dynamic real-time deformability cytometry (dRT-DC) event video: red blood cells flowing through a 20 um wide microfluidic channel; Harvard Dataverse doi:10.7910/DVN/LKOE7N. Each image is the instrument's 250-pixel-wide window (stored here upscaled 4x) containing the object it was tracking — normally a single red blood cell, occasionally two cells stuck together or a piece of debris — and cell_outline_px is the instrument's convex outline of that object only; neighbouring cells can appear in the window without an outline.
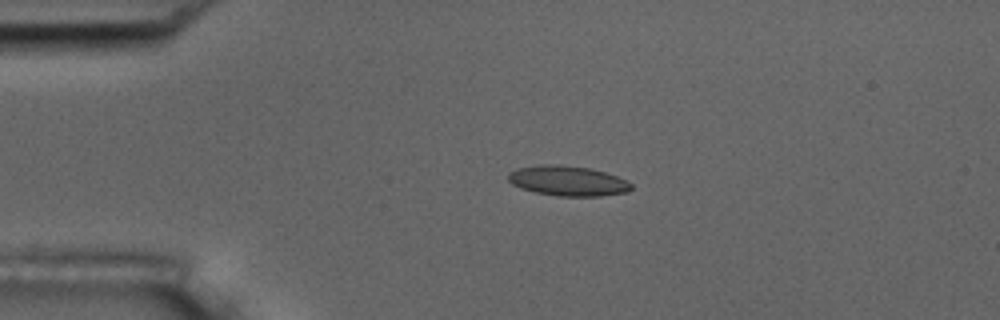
{"species": "common noctule bat (a hibernating species)", "species_latin": "Nyctalus noctula", "temperature_condition": "room temperature", "stored_images_in_passage": 44, "camera_frame_rate_fps": 3000, "um_per_image_px": 0.085, "animal": {"sex": "male", "body_mass_g": 17.5, "forearm_length_mm": 52.3}, "frame": {"image": 1, "passage_image": 1, "time_ms": 0.0, "image_size_px": [1000, 320], "cell_outline_px": [[632, 188], [628, 192], [600, 196], [560, 196], [536, 192], [520, 188], [512, 184], [508, 180], [508, 172], [516, 168], [540, 164], [556, 164], [588, 168], [604, 172], [628, 180], [632, 184]], "centroid_in_image_um": [48.25, 15.37], "position_along_channel_um": 36.8, "area_um2": 21.62}}
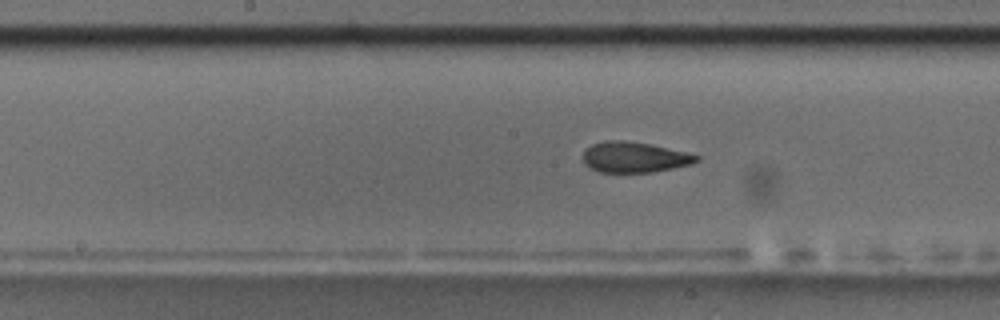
{"frame": {"image": 2, "passage_image": 17, "time_ms": 5.333, "image_size_px": [1000, 320], "cell_outline_px": [[700, 160], [692, 164], [652, 172], [600, 172], [588, 168], [584, 164], [584, 148], [592, 144], [608, 140], [624, 140], [652, 144], [700, 156]], "centroid_in_image_um": [53.9, 13.36], "position_along_channel_um": 194.3, "area_um2": 20.29}}
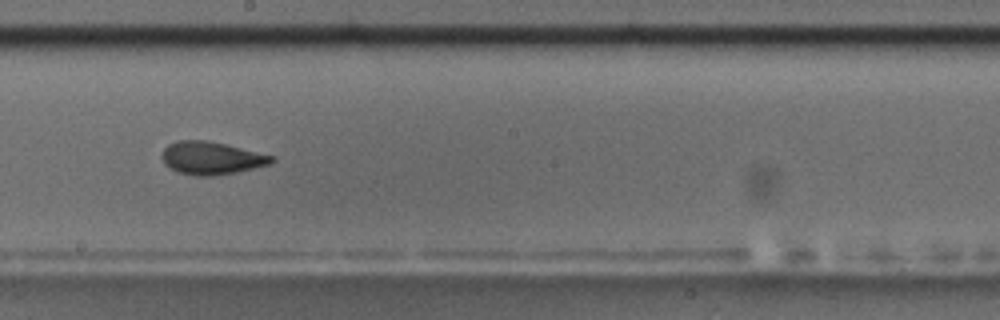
{"frame": {"image": 3, "passage_image": 20, "time_ms": 6.333, "image_size_px": [1000, 320], "cell_outline_px": [[276, 160], [268, 164], [236, 172], [212, 176], [196, 176], [176, 172], [164, 164], [164, 148], [168, 144], [176, 140], [208, 140], [276, 156]], "centroid_in_image_um": [17.97, 13.43], "position_along_channel_um": 230.2, "area_um2": 20.92}, "authors_computed_cell_mechanics": {"area_um2": 20.808, "velocity_mm_per_s": 3.6105, "shape_relaxation_time_tau1_ms": 8.3762, "shape_relaxation_time_tau2_ms": 1.8307, "deformation_change_tau1": 0.1894, "deformation_change_tau2": 0.0838}}